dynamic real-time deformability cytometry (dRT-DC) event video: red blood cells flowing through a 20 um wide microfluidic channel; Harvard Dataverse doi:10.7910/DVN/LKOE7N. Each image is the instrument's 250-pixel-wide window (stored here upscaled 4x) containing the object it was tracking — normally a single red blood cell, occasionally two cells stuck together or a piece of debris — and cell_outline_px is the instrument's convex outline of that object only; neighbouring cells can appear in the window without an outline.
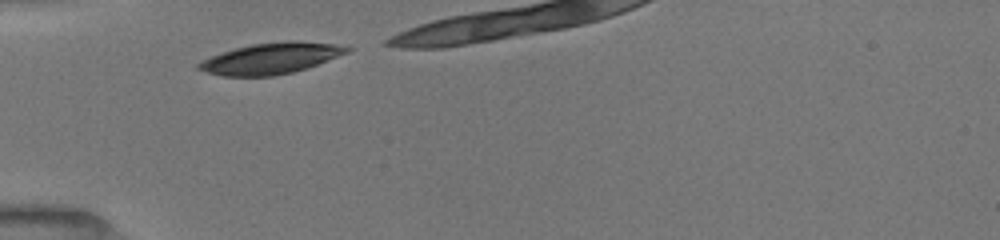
{"species": "common noctule bat (a hibernating species)", "species_latin": "Nyctalus noctula", "temperature_condition": "room temperature", "stored_images_in_passage": 7, "camera_frame_rate_fps": 3000, "um_per_image_px": 0.085, "animal": {"sex": "female", "body_mass_g": 19.5, "forearm_length_mm": 54.1}, "frame": {"image": 1, "passage_image": 1, "time_ms": 0.0, "image_size_px": [1000, 240], "cell_outline_px": [[352, 48], [348, 52], [316, 64], [292, 72], [272, 76], [224, 76], [208, 72], [196, 68], [196, 64], [212, 56], [236, 48], [252, 44], [288, 40], [292, 40], [332, 44]], "centroid_in_image_um": [22.99, 4.96], "position_along_channel_um": 62.0, "area_um2": 26.18}}
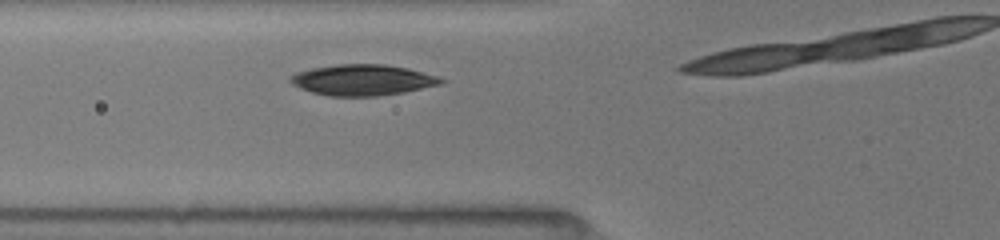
{"frame": {"image": 2, "passage_image": 4, "time_ms": 1.0, "image_size_px": [1000, 240], "cell_outline_px": [[444, 80], [440, 84], [404, 92], [376, 96], [328, 96], [312, 92], [300, 88], [292, 84], [288, 80], [296, 72], [312, 68], [336, 64], [384, 64], [408, 68], [436, 76]], "centroid_in_image_um": [30.78, 6.79], "position_along_channel_um": 95.0, "area_um2": 26.93}}